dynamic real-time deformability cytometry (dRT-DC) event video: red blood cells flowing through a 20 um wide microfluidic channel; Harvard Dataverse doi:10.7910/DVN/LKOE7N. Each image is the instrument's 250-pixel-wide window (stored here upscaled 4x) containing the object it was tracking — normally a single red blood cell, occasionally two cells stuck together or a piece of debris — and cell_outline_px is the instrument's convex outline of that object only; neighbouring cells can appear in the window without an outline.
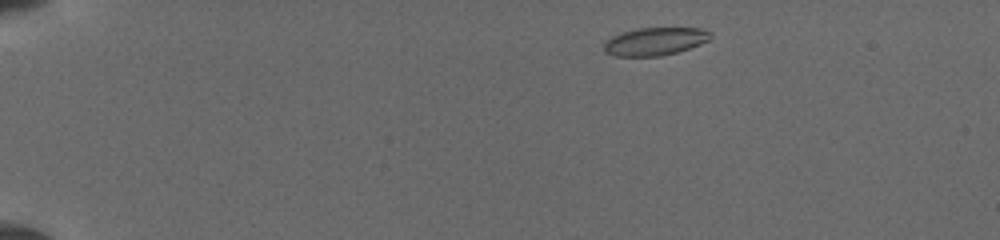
{"species": "common noctule bat (a hibernating species)", "species_latin": "Nyctalus noctula", "temperature_condition": "cold", "stored_images_in_passage": 13, "camera_frame_rate_fps": 3000, "um_per_image_px": 0.085, "animal": {"sex": "female", "body_mass_g": 19.5, "forearm_length_mm": 54.1}, "frame": {"image": 1, "passage_image": 3, "time_ms": 0.667, "image_size_px": [1000, 240], "cell_outline_px": [[712, 36], [708, 40], [700, 44], [676, 52], [660, 56], [616, 56], [604, 52], [604, 40], [620, 32], [636, 28], [704, 28], [712, 32]], "centroid_in_image_um": [55.65, 3.5], "position_along_channel_um": 29.4, "area_um2": 17.46}}
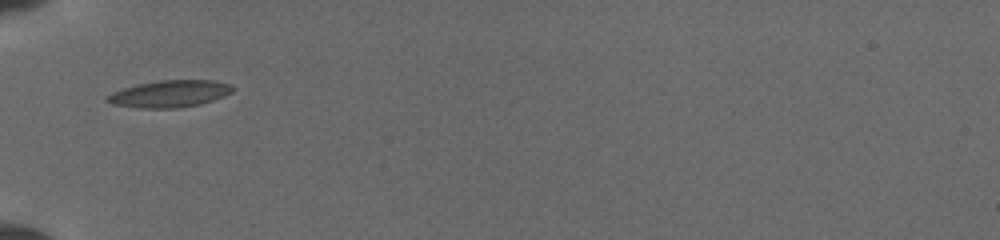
{"frame": {"image": 2, "passage_image": 10, "time_ms": 4.0, "image_size_px": [1000, 240], "cell_outline_px": [[236, 88], [232, 92], [224, 96], [200, 104], [180, 108], [140, 108], [112, 104], [104, 100], [104, 96], [112, 92], [124, 88], [140, 84], [160, 80], [212, 80], [232, 84]], "centroid_in_image_um": [14.43, 7.97], "position_along_channel_um": 70.6, "area_um2": 19.83}}
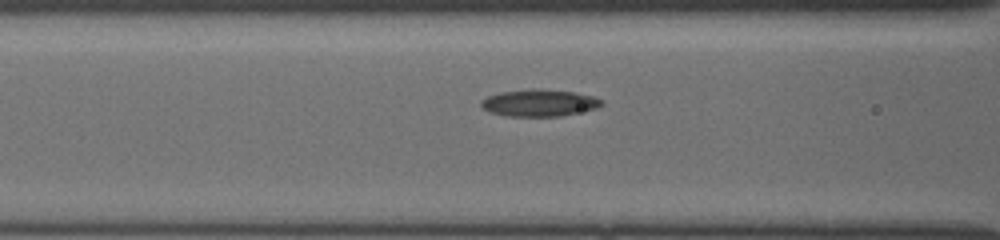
{"frame": {"image": 3, "passage_image": 12, "time_ms": 5.333, "image_size_px": [1000, 240], "cell_outline_px": [[604, 104], [596, 108], [560, 116], [508, 116], [492, 112], [484, 108], [480, 104], [480, 100], [488, 96], [500, 92], [528, 88], [540, 88], [576, 92], [592, 96], [604, 100]], "centroid_in_image_um": [45.85, 8.72], "position_along_channel_um": 120.7, "area_um2": 19.02}}